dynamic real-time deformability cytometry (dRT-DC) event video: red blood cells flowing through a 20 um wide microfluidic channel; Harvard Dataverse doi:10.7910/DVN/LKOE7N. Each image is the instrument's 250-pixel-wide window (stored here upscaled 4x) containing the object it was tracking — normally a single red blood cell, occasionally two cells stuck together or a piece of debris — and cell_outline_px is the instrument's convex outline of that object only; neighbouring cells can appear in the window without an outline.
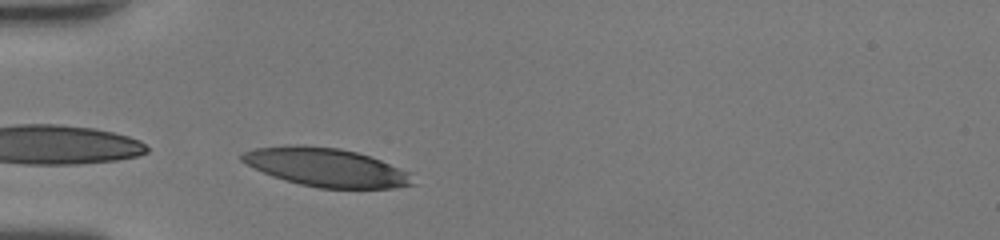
{"species": "human", "species_latin": "Homo sapiens", "temperature_condition": "room temperature", "stored_images_in_passage": 25, "camera_frame_rate_fps": 3000, "um_per_image_px": 0.085, "donor": {"sex": "female"}, "frame": {"image": 1, "passage_image": 1, "time_ms": 0.0, "image_size_px": [1000, 240], "cell_outline_px": [[416, 184], [396, 188], [320, 188], [300, 184], [284, 180], [272, 176], [240, 160], [240, 156], [244, 152], [256, 148], [288, 144], [304, 144], [340, 148], [356, 152], [380, 160], [408, 172]], "centroid_in_image_um": [27.71, 14.21], "position_along_channel_um": 57.3, "area_um2": 38.21}}
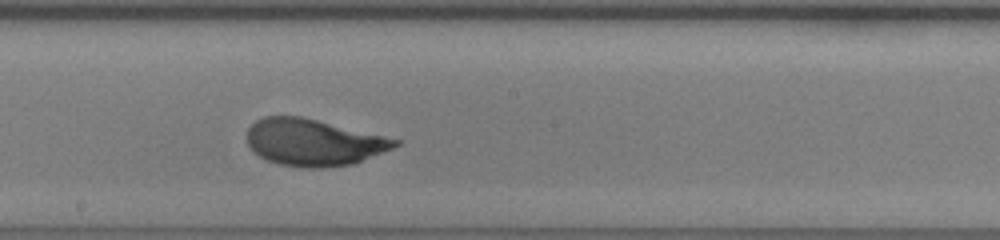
{"frame": {"image": 2, "passage_image": 13, "time_ms": 4.0, "image_size_px": [1000, 240], "cell_outline_px": [[400, 144], [392, 148], [352, 164], [320, 168], [304, 168], [280, 164], [268, 160], [260, 156], [248, 144], [248, 128], [256, 120], [264, 116], [300, 116], [384, 136], [400, 140]], "centroid_in_image_um": [26.63, 12.1], "position_along_channel_um": 221.6, "area_um2": 39.71}}
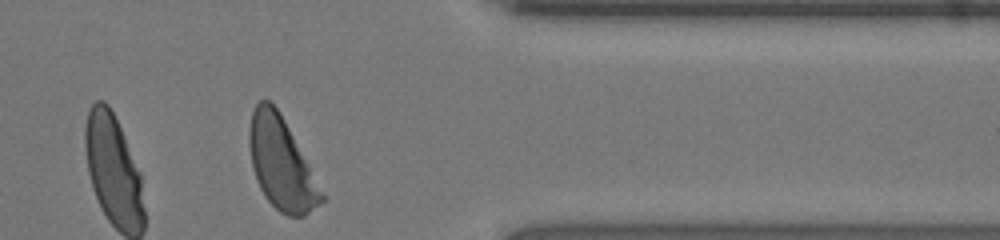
{"frame": {"image": 3, "passage_image": 25, "time_ms": 8.0, "image_size_px": [1000, 240], "cell_outline_px": [[324, 200], [304, 216], [288, 216], [280, 212], [264, 196], [256, 180], [252, 168], [248, 144], [248, 132], [252, 112], [256, 104], [260, 100], [268, 100], [280, 112], [308, 164], [324, 196]], "centroid_in_image_um": [23.86, 13.9], "position_along_channel_um": 387.5, "area_um2": 38.09}, "authors_computed_cell_mechanics": {"area_um2": 40.0554, "velocity_mm_per_s": 4.4166, "shape_relaxation_time_tau1_ms": 2.1642, "shape_relaxation_time_tau2_ms": null, "deformation_change_tau1": 0.1421, "deformation_change_tau2": null}}